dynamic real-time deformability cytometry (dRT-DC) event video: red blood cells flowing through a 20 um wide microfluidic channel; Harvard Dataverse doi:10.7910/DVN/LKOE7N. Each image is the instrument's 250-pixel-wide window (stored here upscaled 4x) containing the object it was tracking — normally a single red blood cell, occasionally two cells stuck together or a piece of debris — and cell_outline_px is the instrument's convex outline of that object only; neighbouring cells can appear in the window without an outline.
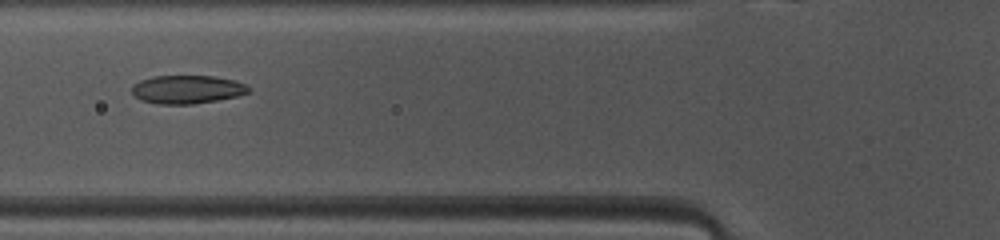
{"species": "common noctule bat (a hibernating species)", "species_latin": "Nyctalus noctula", "temperature_condition": "warm", "stored_images_in_passage": 47, "camera_frame_rate_fps": 3000, "um_per_image_px": 0.085, "animal": {"sex": "female", "body_mass_g": 10.0, "forearm_length_mm": 53.1}, "frame": {"image": 1, "passage_image": 16, "time_ms": 5.0, "image_size_px": [1000, 240], "cell_outline_px": [[252, 88], [248, 92], [236, 96], [216, 100], [192, 104], [160, 104], [140, 100], [132, 92], [132, 84], [140, 80], [152, 76], [216, 76], [236, 80]], "centroid_in_image_um": [15.9, 7.59], "position_along_channel_um": 109.9, "area_um2": 19.31}}
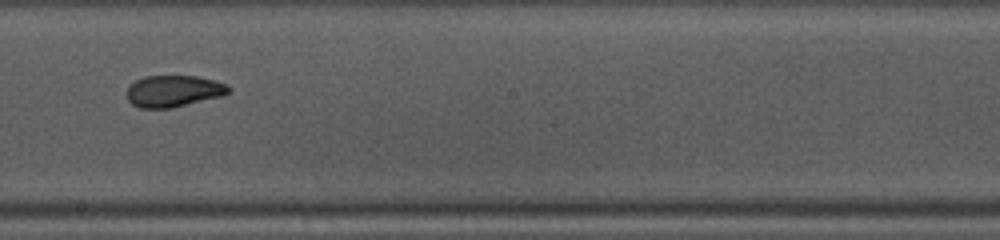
{"frame": {"image": 2, "passage_image": 25, "time_ms": 8.0, "image_size_px": [1000, 240], "cell_outline_px": [[232, 92], [220, 96], [172, 108], [140, 108], [132, 104], [128, 100], [128, 84], [144, 76], [196, 76], [216, 80], [232, 88]], "centroid_in_image_um": [14.75, 7.74], "position_along_channel_um": 233.4, "area_um2": 18.79}}
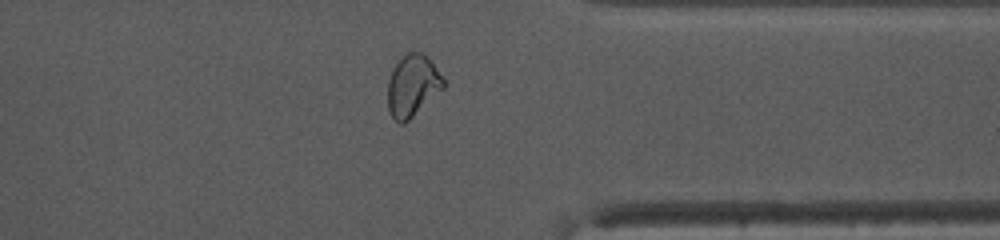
{"frame": {"image": 3, "passage_image": 36, "time_ms": 11.667, "image_size_px": [1000, 240], "cell_outline_px": [[444, 88], [404, 124], [400, 124], [392, 116], [388, 108], [388, 80], [392, 68], [408, 52], [424, 52], [444, 76]], "centroid_in_image_um": [35.08, 7.27], "position_along_channel_um": 376.3, "area_um2": 20.06}, "authors_computed_cell_mechanics": {"area_um2": 20.3456, "velocity_mm_per_s": 4.1161, "shape_relaxation_time_tau1_ms": null, "shape_relaxation_time_tau2_ms": 1.5453, "deformation_change_tau1": null, "deformation_change_tau2": 0.069}}